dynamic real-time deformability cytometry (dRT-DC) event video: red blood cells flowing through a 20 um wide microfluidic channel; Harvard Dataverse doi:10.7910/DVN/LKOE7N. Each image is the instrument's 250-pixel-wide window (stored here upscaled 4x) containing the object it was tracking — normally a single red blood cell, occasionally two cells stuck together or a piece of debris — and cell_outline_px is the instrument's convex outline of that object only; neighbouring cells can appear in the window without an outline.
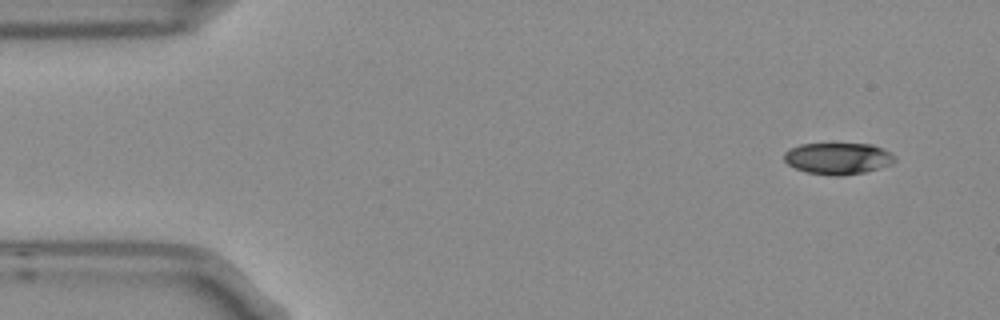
{"species": "Egyptian fruit bat (a non-hibernating species)", "species_latin": "Rousettus aegyptiacus", "temperature_condition": "room temperature", "stored_images_in_passage": 4, "camera_frame_rate_fps": 3000, "um_per_image_px": 0.085, "frame": {"image": 1, "passage_image": 1, "time_ms": 0.0, "image_size_px": [1000, 320], "cell_outline_px": [[896, 160], [892, 164], [864, 172], [840, 176], [832, 176], [804, 172], [788, 164], [784, 160], [784, 152], [800, 144], [872, 144], [884, 148], [896, 156]], "centroid_in_image_um": [71.25, 13.47], "position_along_channel_um": 13.8, "area_um2": 20.46}}
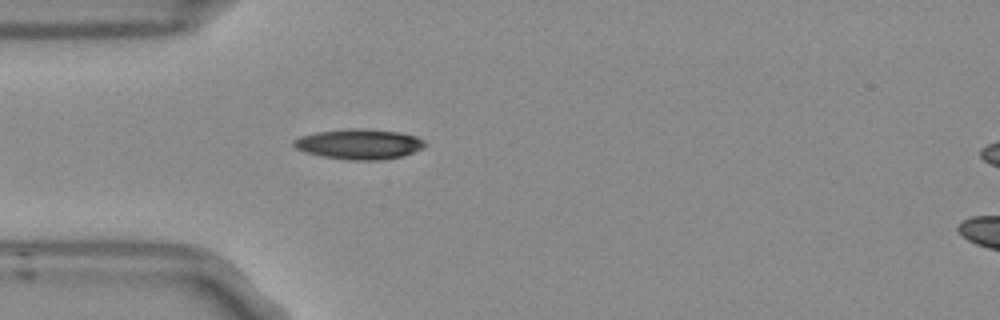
{"frame": {"image": 2, "passage_image": 4, "time_ms": 1.0, "image_size_px": [1000, 320], "cell_outline_px": [[428, 144], [424, 148], [404, 156], [380, 160], [352, 160], [320, 156], [304, 152], [296, 148], [292, 144], [292, 140], [300, 136], [316, 132], [348, 128], [360, 128], [400, 132], [416, 136], [424, 140]], "centroid_in_image_um": [30.54, 12.25], "position_along_channel_um": 54.5, "area_um2": 23.41}}